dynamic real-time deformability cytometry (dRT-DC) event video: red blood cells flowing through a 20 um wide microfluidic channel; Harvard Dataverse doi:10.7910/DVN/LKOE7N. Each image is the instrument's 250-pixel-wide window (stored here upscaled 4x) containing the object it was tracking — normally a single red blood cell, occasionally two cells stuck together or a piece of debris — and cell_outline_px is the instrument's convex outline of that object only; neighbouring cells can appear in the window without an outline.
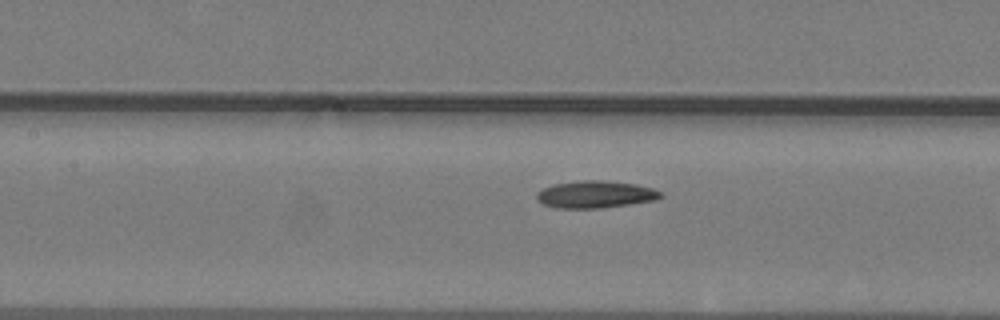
{"species": "common noctule bat (a hibernating species)", "species_latin": "Nyctalus noctula", "temperature_condition": "warm", "stored_images_in_passage": 14, "camera_frame_rate_fps": 3000, "um_per_image_px": 0.085, "animal": {"sex": "male", "body_mass_g": 19.2, "forearm_length_mm": 51.8}, "frame": {"image": 1, "passage_image": 10, "time_ms": 3.0, "image_size_px": [1000, 320], "cell_outline_px": [[664, 196], [656, 200], [600, 208], [556, 208], [544, 204], [536, 196], [536, 192], [552, 184], [580, 180], [600, 180], [636, 184], [652, 188], [660, 192]], "centroid_in_image_um": [50.61, 16.52], "position_along_channel_um": 156.8, "area_um2": 19.54}}